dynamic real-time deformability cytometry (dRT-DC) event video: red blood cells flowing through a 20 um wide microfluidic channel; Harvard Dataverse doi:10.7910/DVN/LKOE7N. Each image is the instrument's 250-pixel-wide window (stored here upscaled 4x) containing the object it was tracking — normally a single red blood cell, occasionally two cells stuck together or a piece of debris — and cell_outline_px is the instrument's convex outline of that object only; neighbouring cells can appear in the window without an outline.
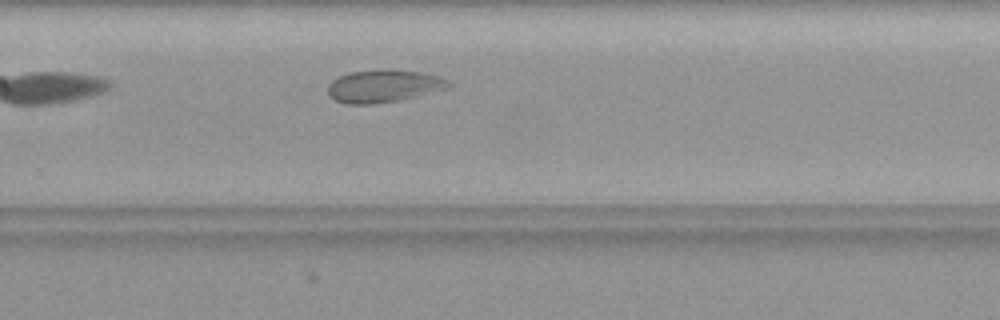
{"species": "common noctule bat (a hibernating species)", "species_latin": "Nyctalus noctula", "temperature_condition": "warm", "stored_images_in_passage": 33, "camera_frame_rate_fps": 3000, "um_per_image_px": 0.085, "animal": {"sex": "female", "body_mass_g": 19.9}, "frame": {"image": 1, "passage_image": 19, "time_ms": 6.0, "image_size_px": [1000, 320], "cell_outline_px": [[452, 84], [448, 88], [400, 100], [372, 104], [348, 104], [336, 100], [328, 96], [328, 84], [332, 80], [348, 72], [420, 72], [436, 76], [448, 80]], "centroid_in_image_um": [32.57, 7.36], "position_along_channel_um": 297.2, "area_um2": 21.96}}